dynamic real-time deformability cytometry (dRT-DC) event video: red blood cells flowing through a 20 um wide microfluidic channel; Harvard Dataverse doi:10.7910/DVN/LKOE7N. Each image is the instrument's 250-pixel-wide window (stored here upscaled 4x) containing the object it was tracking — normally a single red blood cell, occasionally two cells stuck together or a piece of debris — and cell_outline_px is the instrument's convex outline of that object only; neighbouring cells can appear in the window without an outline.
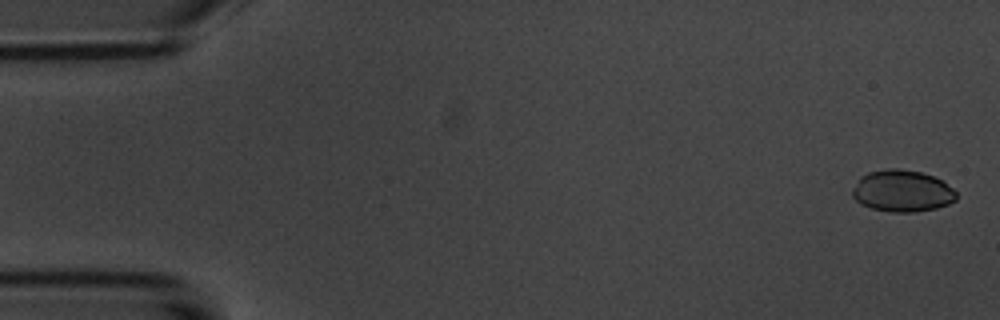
{"species": "common noctule bat (a hibernating species)", "species_latin": "Nyctalus noctula", "temperature_condition": "room temperature", "stored_images_in_passage": 5, "camera_frame_rate_fps": 3000, "um_per_image_px": 0.085, "animal": {"sex": "male", "body_mass_g": 20.1, "forearm_length_mm": 53.5}, "frame": {"image": 1, "passage_image": 1, "time_ms": 0.0, "image_size_px": [1000, 320], "cell_outline_px": [[956, 200], [948, 204], [936, 208], [912, 212], [892, 212], [872, 208], [860, 204], [852, 196], [852, 188], [860, 176], [868, 172], [888, 168], [900, 168], [920, 172], [944, 180], [956, 192]], "centroid_in_image_um": [76.67, 16.22], "position_along_channel_um": 8.3, "area_um2": 25.43}}
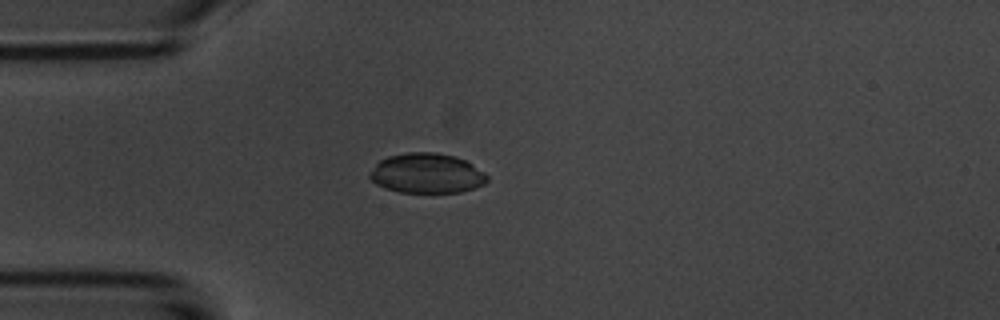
{"frame": {"image": 2, "passage_image": 4, "time_ms": 4.333, "image_size_px": [1000, 320], "cell_outline_px": [[488, 180], [484, 184], [476, 188], [460, 192], [400, 192], [384, 188], [376, 184], [368, 176], [376, 164], [380, 160], [388, 156], [408, 152], [436, 152], [456, 156], [464, 160], [484, 172], [488, 176]], "centroid_in_image_um": [36.28, 14.73], "position_along_channel_um": 48.7, "area_um2": 27.28}}